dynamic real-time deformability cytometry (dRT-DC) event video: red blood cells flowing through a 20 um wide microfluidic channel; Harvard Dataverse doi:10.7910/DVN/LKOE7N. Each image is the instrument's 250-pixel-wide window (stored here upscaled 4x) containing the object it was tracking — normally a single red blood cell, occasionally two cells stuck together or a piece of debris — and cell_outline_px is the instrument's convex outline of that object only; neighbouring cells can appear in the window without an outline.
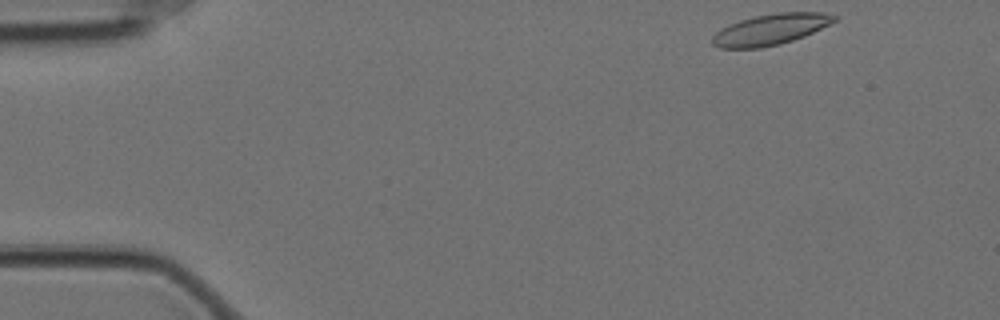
{"species": "Egyptian fruit bat (a non-hibernating species)", "species_latin": "Rousettus aegyptiacus", "temperature_condition": "cold", "stored_images_in_passage": 7, "camera_frame_rate_fps": 3000, "um_per_image_px": 0.085, "animal": {"sex": "female"}, "frame": {"image": 1, "passage_image": 1, "time_ms": 0.0, "image_size_px": [1000, 320], "cell_outline_px": [[840, 16], [836, 20], [804, 36], [780, 44], [760, 48], [720, 48], [712, 44], [712, 36], [720, 28], [740, 20], [756, 16], [776, 12], [820, 12]], "centroid_in_image_um": [65.47, 2.5], "position_along_channel_um": 19.5, "area_um2": 21.85}}